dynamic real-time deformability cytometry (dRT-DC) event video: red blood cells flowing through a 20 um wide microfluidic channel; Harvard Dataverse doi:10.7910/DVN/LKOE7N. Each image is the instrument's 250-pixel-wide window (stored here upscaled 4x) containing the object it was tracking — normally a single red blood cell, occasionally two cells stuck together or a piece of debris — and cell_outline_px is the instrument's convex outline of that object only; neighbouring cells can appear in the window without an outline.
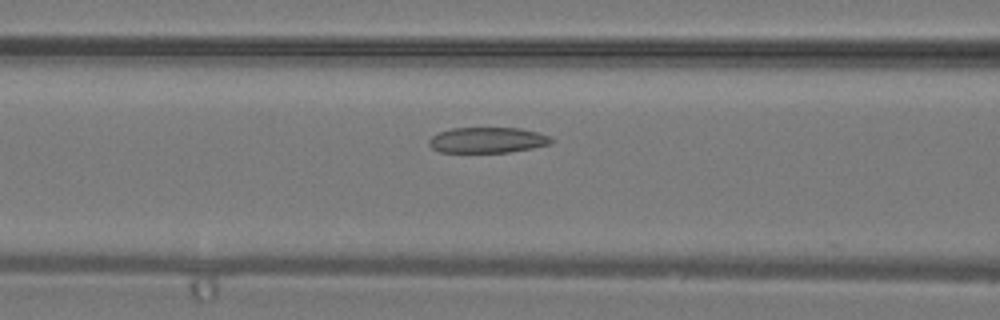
{"species": "common noctule bat (a hibernating species)", "species_latin": "Nyctalus noctula", "temperature_condition": "warm", "stored_images_in_passage": 41, "camera_frame_rate_fps": 3000, "um_per_image_px": 0.085, "animal": {"sex": "male", "body_mass_g": 19.2, "forearm_length_mm": 51.8}, "frame": {"image": 1, "passage_image": 18, "time_ms": 5.667, "image_size_px": [1000, 320], "cell_outline_px": [[552, 144], [532, 148], [508, 152], [440, 152], [432, 148], [428, 144], [428, 140], [432, 136], [440, 132], [452, 128], [520, 128], [536, 132], [548, 136], [552, 140]], "centroid_in_image_um": [41.41, 11.91], "position_along_channel_um": 125.2, "area_um2": 18.15}}
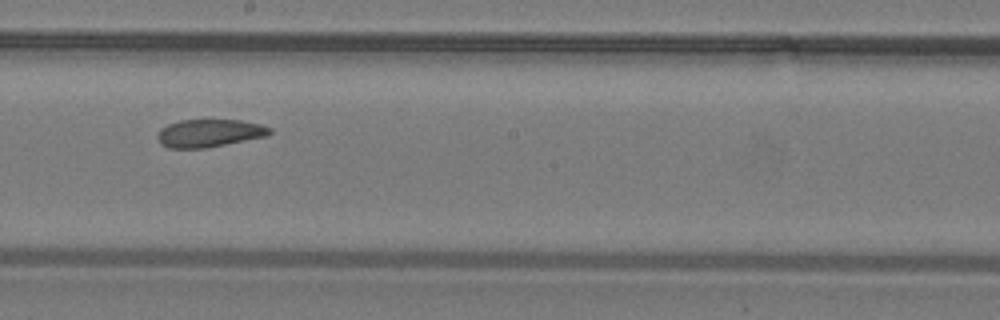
{"frame": {"image": 2, "passage_image": 24, "time_ms": 7.667, "image_size_px": [1000, 320], "cell_outline_px": [[272, 132], [268, 136], [208, 148], [168, 148], [160, 144], [156, 136], [160, 128], [168, 124], [180, 120], [240, 120], [260, 124], [272, 128]], "centroid_in_image_um": [17.79, 11.32], "position_along_channel_um": 230.4, "area_um2": 18.44}}
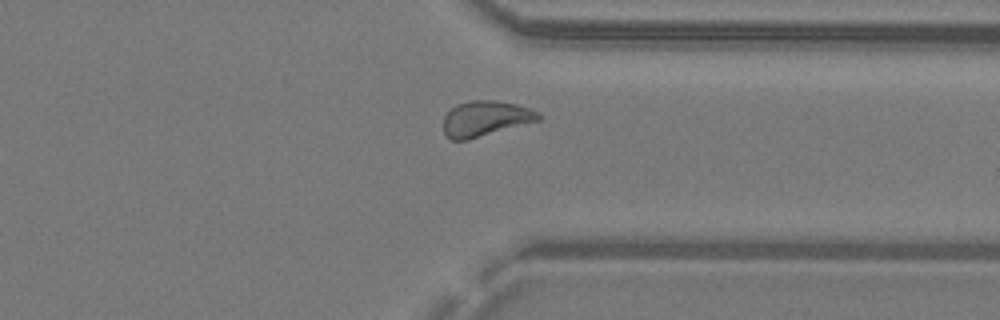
{"frame": {"image": 3, "passage_image": 32, "time_ms": 10.333, "image_size_px": [1000, 320], "cell_outline_px": [[544, 116], [540, 120], [468, 140], [452, 140], [444, 136], [444, 116], [456, 104], [468, 100], [492, 100], [516, 104], [540, 112]], "centroid_in_image_um": [41.26, 10.08], "position_along_channel_um": 370.1, "area_um2": 19.77}}